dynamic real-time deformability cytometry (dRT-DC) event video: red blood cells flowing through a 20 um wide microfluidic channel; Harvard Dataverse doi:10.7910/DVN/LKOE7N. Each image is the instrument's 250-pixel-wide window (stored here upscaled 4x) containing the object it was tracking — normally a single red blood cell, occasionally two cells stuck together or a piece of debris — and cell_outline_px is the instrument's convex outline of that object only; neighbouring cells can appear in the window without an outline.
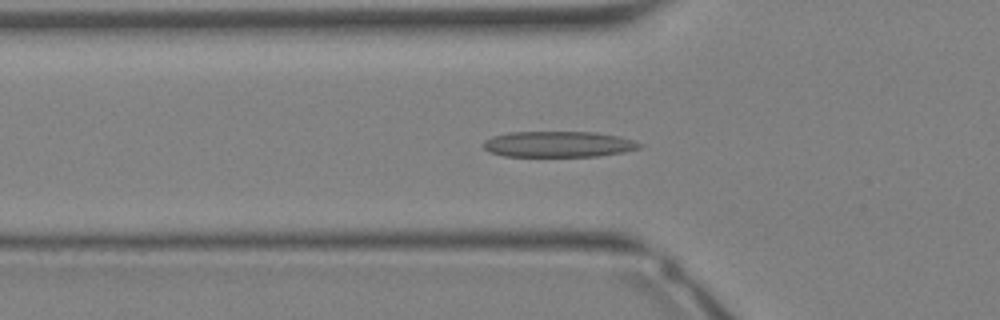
{"species": "Egyptian fruit bat (a non-hibernating species)", "species_latin": "Rousettus aegyptiacus", "temperature_condition": "warm", "stored_images_in_passage": 26, "camera_frame_rate_fps": 3000, "um_per_image_px": 0.085, "animal": {"sex": "female"}, "frame": {"image": 1, "passage_image": 4, "time_ms": 1.0, "image_size_px": [1000, 320], "cell_outline_px": [[644, 144], [640, 148], [624, 152], [600, 156], [504, 156], [492, 152], [484, 148], [484, 140], [492, 136], [508, 132], [596, 132], [620, 136], [636, 140]], "centroid_in_image_um": [47.53, 12.25], "position_along_channel_um": 78.3, "area_um2": 23.7}}
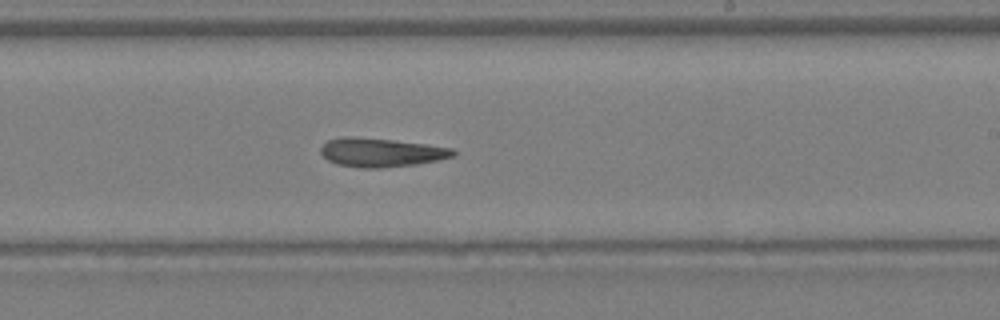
{"frame": {"image": 2, "passage_image": 13, "time_ms": 4.0, "image_size_px": [1000, 320], "cell_outline_px": [[456, 156], [416, 164], [380, 168], [364, 168], [336, 164], [328, 160], [320, 152], [320, 148], [328, 140], [340, 136], [352, 136], [392, 140], [424, 144], [452, 148], [456, 152]], "centroid_in_image_um": [32.36, 12.95], "position_along_channel_um": 256.6, "area_um2": 22.14}}
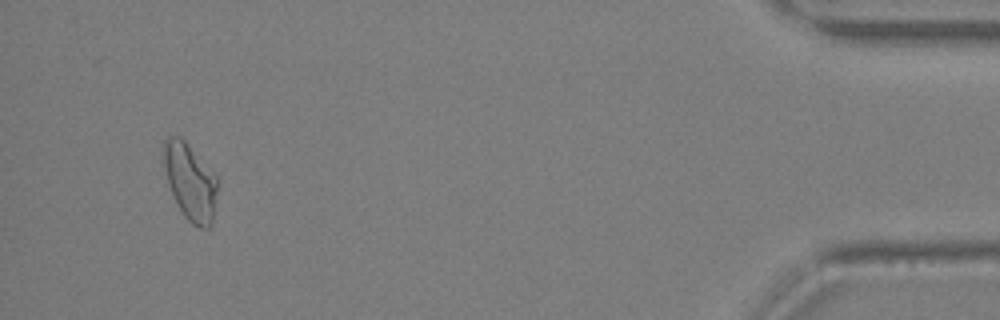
{"frame": {"image": 3, "passage_image": 25, "time_ms": 8.0, "image_size_px": [1000, 320], "cell_outline_px": [[220, 180], [212, 224], [208, 228], [200, 228], [192, 224], [184, 216], [168, 184], [164, 168], [164, 140], [168, 136], [180, 136], [184, 140]], "centroid_in_image_um": [16.2, 15.47], "position_along_channel_um": 419.0, "area_um2": 23.99}}